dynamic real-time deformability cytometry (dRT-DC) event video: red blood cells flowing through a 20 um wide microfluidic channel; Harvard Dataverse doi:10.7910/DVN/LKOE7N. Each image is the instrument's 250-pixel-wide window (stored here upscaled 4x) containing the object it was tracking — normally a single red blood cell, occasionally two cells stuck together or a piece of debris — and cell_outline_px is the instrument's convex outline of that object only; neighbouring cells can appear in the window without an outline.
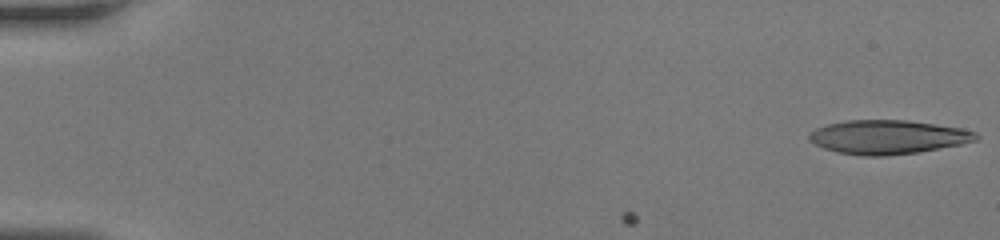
{"species": "human", "species_latin": "Homo sapiens", "temperature_condition": "room temperature", "stored_images_in_passage": 47, "camera_frame_rate_fps": 3000, "um_per_image_px": 0.085, "donor": {"sex": "female"}, "frame": {"image": 1, "passage_image": 1, "time_ms": 0.0, "image_size_px": [1000, 240], "cell_outline_px": [[980, 136], [976, 140], [960, 144], [916, 152], [884, 156], [864, 156], [836, 152], [824, 148], [808, 140], [808, 132], [816, 128], [828, 124], [848, 120], [908, 120], [960, 128], [976, 132]], "centroid_in_image_um": [75.42, 11.64], "position_along_channel_um": 9.6, "area_um2": 32.83}}
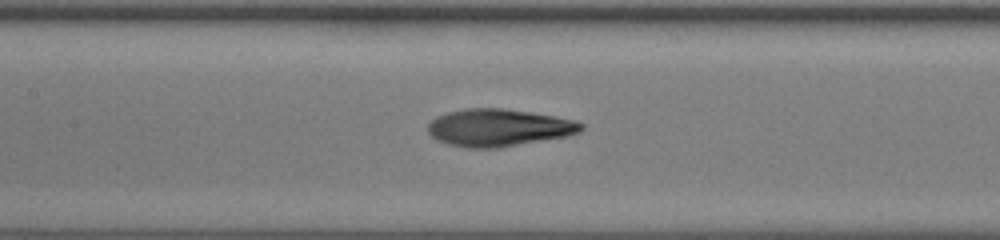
{"frame": {"image": 2, "passage_image": 24, "time_ms": 7.667, "image_size_px": [1000, 240], "cell_outline_px": [[584, 128], [580, 132], [568, 136], [496, 148], [468, 148], [448, 144], [436, 140], [428, 132], [428, 124], [436, 116], [448, 112], [464, 108], [500, 108], [528, 112], [576, 120], [584, 124]], "centroid_in_image_um": [42.38, 10.85], "position_along_channel_um": 165.0, "area_um2": 33.29}}
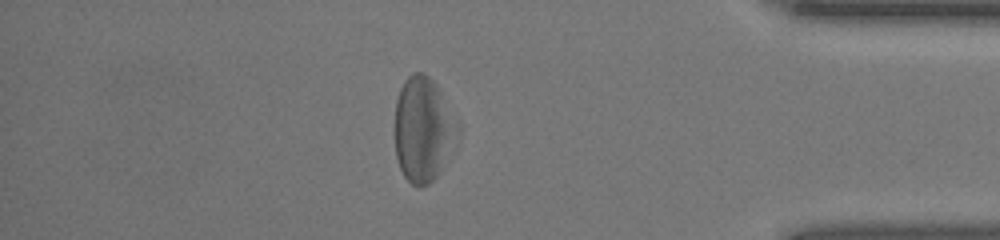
{"frame": {"image": 3, "passage_image": 41, "time_ms": 13.333, "image_size_px": [1000, 240], "cell_outline_px": [[460, 132], [444, 168], [428, 184], [420, 188], [412, 184], [404, 176], [400, 168], [396, 156], [396, 100], [400, 88], [404, 80], [412, 72], [424, 72], [436, 84], [460, 124]], "centroid_in_image_um": [36.0, 11.0], "position_along_channel_um": 399.2, "area_um2": 38.67}}